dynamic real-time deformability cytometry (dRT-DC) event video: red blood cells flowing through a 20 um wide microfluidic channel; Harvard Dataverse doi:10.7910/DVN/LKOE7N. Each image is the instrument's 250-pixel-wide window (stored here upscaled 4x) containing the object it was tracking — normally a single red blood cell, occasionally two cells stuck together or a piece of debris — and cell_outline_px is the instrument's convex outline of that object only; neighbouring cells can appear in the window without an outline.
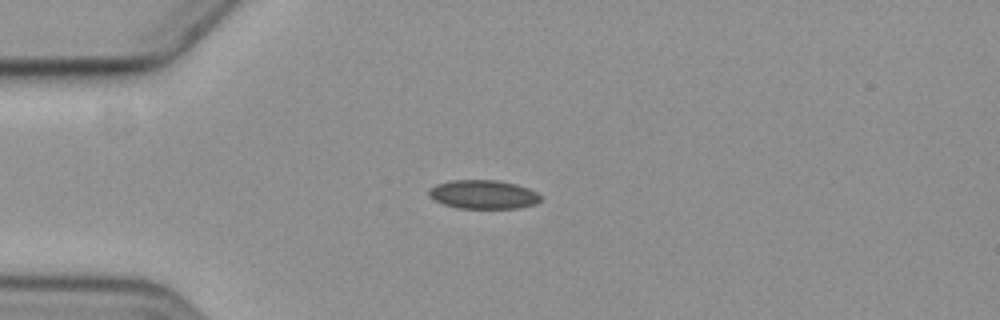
{"species": "common noctule bat (a hibernating species)", "species_latin": "Nyctalus noctula", "temperature_condition": "cold", "stored_images_in_passage": 7, "camera_frame_rate_fps": 3000, "um_per_image_px": 0.085, "animal": {"sex": "female", "body_mass_g": 19.3, "forearm_length_mm": 54.1}, "frame": {"image": 1, "passage_image": 4, "time_ms": 3.333, "image_size_px": [1000, 320], "cell_outline_px": [[540, 200], [536, 204], [520, 208], [460, 208], [444, 204], [428, 196], [428, 192], [436, 184], [452, 180], [496, 180], [516, 184], [528, 188], [536, 192], [540, 196]], "centroid_in_image_um": [41.1, 16.53], "position_along_channel_um": 43.9, "area_um2": 18.61}}
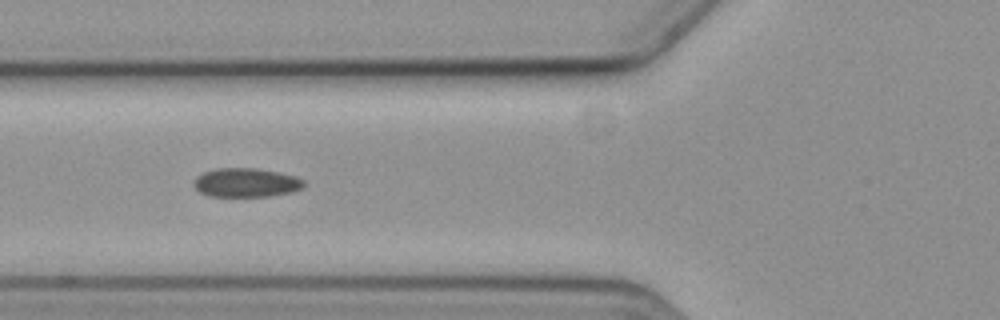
{"frame": {"image": 2, "passage_image": 6, "time_ms": 5.667, "image_size_px": [1000, 320], "cell_outline_px": [[304, 188], [292, 192], [272, 196], [208, 196], [200, 192], [192, 184], [192, 180], [196, 176], [204, 172], [216, 168], [256, 168], [280, 172], [296, 176], [304, 180]], "centroid_in_image_um": [20.92, 15.52], "position_along_channel_um": 104.9, "area_um2": 18.84}}
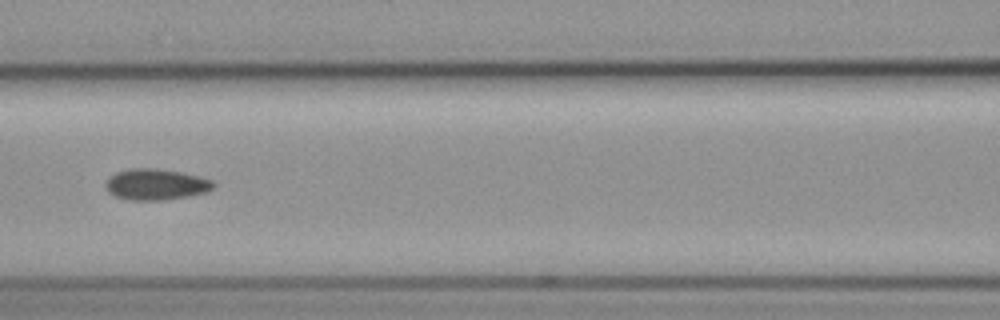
{"frame": {"image": 3, "passage_image": 7, "time_ms": 7.0, "image_size_px": [1000, 320], "cell_outline_px": [[216, 184], [208, 192], [188, 196], [164, 200], [128, 200], [116, 196], [108, 192], [104, 184], [116, 172], [128, 168], [152, 168], [180, 172], [200, 176], [212, 180]], "centroid_in_image_um": [13.27, 15.68], "position_along_channel_um": 153.3, "area_um2": 19.54}}